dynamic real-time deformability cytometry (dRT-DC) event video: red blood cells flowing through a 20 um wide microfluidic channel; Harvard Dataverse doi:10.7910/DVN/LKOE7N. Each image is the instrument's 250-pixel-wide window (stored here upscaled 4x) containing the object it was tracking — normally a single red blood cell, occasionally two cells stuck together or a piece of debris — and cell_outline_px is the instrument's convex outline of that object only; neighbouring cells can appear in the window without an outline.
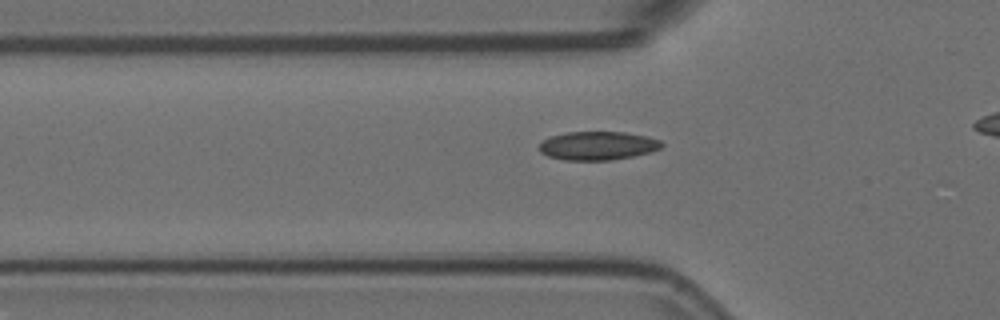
{"species": "Egyptian fruit bat (a non-hibernating species)", "species_latin": "Rousettus aegyptiacus", "temperature_condition": "room temperature", "stored_images_in_passage": 41, "camera_frame_rate_fps": 3000, "um_per_image_px": 0.085, "animal": {"sex": "female"}, "frame": {"image": 1, "passage_image": 15, "time_ms": 4.667, "image_size_px": [1000, 320], "cell_outline_px": [[664, 144], [660, 148], [652, 152], [612, 160], [564, 160], [548, 156], [540, 152], [540, 144], [544, 140], [552, 136], [568, 132], [624, 132], [648, 136], [660, 140]], "centroid_in_image_um": [50.84, 12.39], "position_along_channel_um": 75.0, "area_um2": 20.35}}
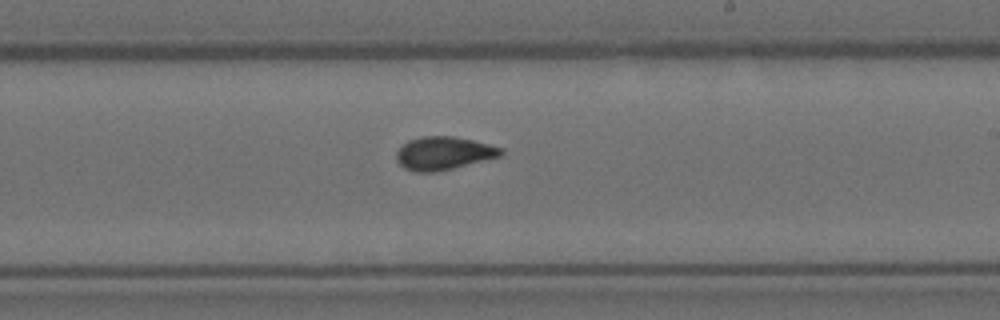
{"frame": {"image": 2, "passage_image": 29, "time_ms": 9.333, "image_size_px": [1000, 320], "cell_outline_px": [[504, 152], [500, 156], [452, 168], [432, 172], [416, 172], [404, 168], [396, 160], [396, 152], [408, 140], [420, 136], [452, 136], [472, 140], [504, 148]], "centroid_in_image_um": [37.69, 13.01], "position_along_channel_um": 251.3, "area_um2": 20.0}}
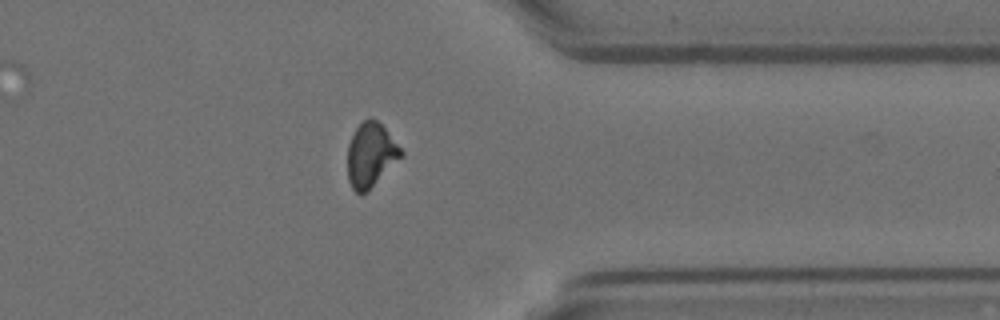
{"frame": {"image": 3, "passage_image": 40, "time_ms": 13.0, "image_size_px": [1000, 320], "cell_outline_px": [[404, 156], [368, 192], [360, 196], [352, 188], [348, 180], [348, 144], [356, 128], [368, 116], [376, 120], [384, 128], [404, 152]], "centroid_in_image_um": [31.53, 13.22], "position_along_channel_um": 379.9, "area_um2": 20.23}}